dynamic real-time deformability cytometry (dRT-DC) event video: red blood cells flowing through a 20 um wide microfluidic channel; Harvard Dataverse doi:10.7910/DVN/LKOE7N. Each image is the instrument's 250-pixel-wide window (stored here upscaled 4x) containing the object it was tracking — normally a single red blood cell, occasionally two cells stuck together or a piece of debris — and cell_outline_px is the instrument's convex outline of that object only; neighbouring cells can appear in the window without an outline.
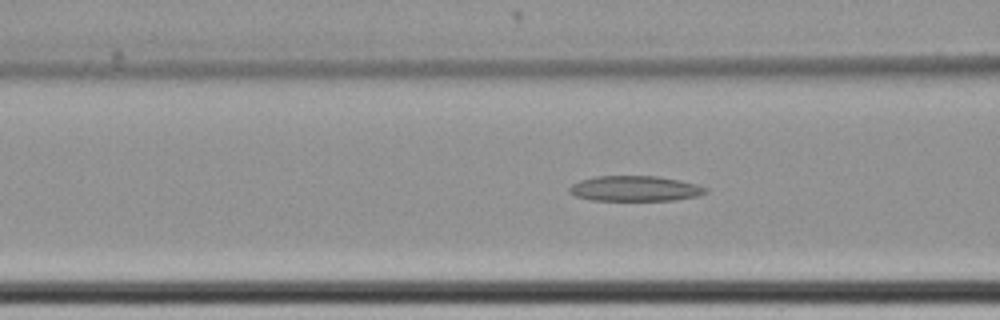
{"species": "common noctule bat (a hibernating species)", "species_latin": "Nyctalus noctula", "temperature_condition": "cold", "stored_images_in_passage": 65, "camera_frame_rate_fps": 3000, "um_per_image_px": 0.085, "animal": {"sex": "female", "body_mass_g": 22.7, "forearm_length_mm": 54.2}, "frame": {"image": 1, "passage_image": 30, "time_ms": 9.667, "image_size_px": [1000, 320], "cell_outline_px": [[708, 192], [696, 196], [676, 200], [592, 200], [576, 196], [568, 192], [568, 188], [572, 184], [580, 180], [596, 176], [656, 176], [680, 180], [696, 184], [708, 188]], "centroid_in_image_um": [53.97, 16.02], "position_along_channel_um": 112.6, "area_um2": 20.11}}
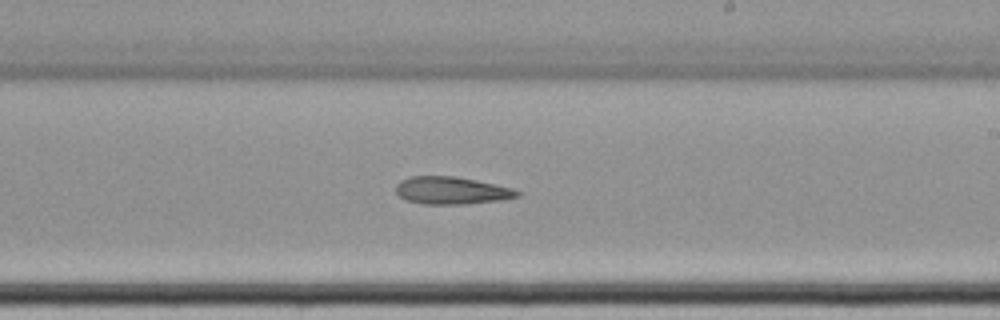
{"frame": {"image": 2, "passage_image": 42, "time_ms": 13.667, "image_size_px": [1000, 320], "cell_outline_px": [[520, 196], [504, 200], [464, 204], [424, 204], [404, 200], [396, 192], [396, 184], [400, 180], [412, 176], [456, 176], [476, 180], [512, 188], [520, 192]], "centroid_in_image_um": [38.37, 16.2], "position_along_channel_um": 250.6, "area_um2": 19.54}}
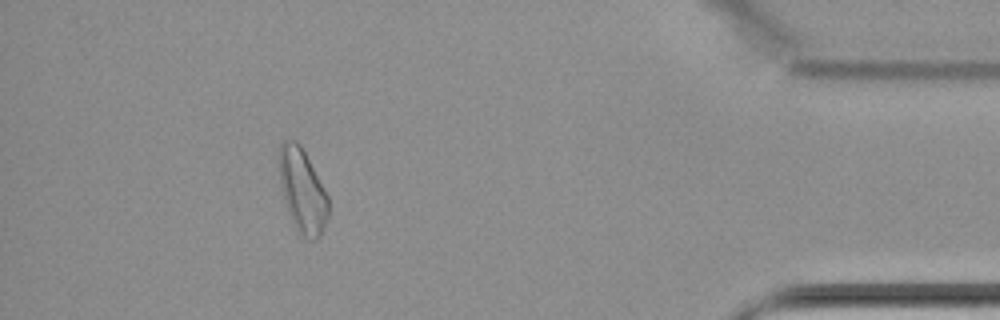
{"frame": {"image": 3, "passage_image": 60, "time_ms": 19.667, "image_size_px": [1000, 320], "cell_outline_px": [[328, 216], [324, 228], [320, 236], [316, 240], [312, 240], [300, 236], [296, 232], [280, 184], [280, 144], [284, 140], [296, 140], [300, 144], [328, 196]], "centroid_in_image_um": [25.72, 16.26], "position_along_channel_um": 409.5, "area_um2": 23.64}}